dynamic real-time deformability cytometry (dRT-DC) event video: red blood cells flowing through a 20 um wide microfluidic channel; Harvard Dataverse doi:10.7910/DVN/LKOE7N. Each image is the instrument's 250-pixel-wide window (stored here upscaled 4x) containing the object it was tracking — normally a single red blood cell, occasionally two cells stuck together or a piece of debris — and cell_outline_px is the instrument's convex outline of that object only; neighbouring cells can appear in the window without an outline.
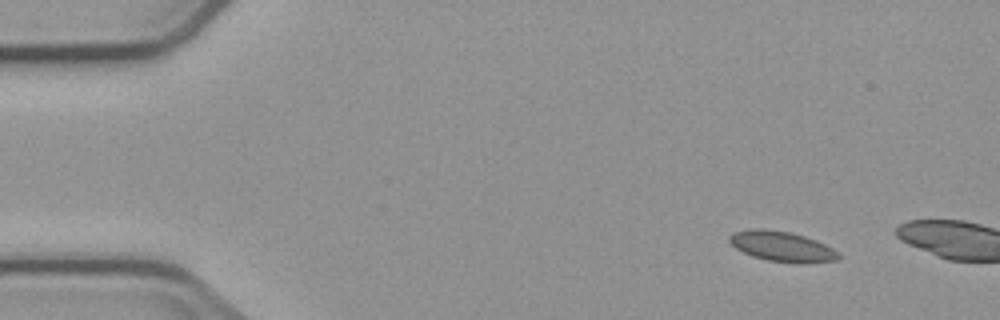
{"species": "common noctule bat (a hibernating species)", "species_latin": "Nyctalus noctula", "temperature_condition": "cold", "stored_images_in_passage": 3, "camera_frame_rate_fps": 3000, "um_per_image_px": 0.085, "animal": {"sex": "male", "body_mass_g": 23.1, "forearm_length_mm": 52.7}, "frame": {"image": 1, "passage_image": 1, "time_ms": 0.0, "image_size_px": [1000, 320], "cell_outline_px": [[840, 256], [836, 260], [800, 264], [796, 264], [768, 260], [752, 256], [736, 248], [728, 240], [728, 236], [732, 232], [752, 228], [764, 228], [788, 232], [804, 236], [816, 240], [840, 252]], "centroid_in_image_um": [66.45, 20.95], "position_along_channel_um": 18.5, "area_um2": 19.31}}